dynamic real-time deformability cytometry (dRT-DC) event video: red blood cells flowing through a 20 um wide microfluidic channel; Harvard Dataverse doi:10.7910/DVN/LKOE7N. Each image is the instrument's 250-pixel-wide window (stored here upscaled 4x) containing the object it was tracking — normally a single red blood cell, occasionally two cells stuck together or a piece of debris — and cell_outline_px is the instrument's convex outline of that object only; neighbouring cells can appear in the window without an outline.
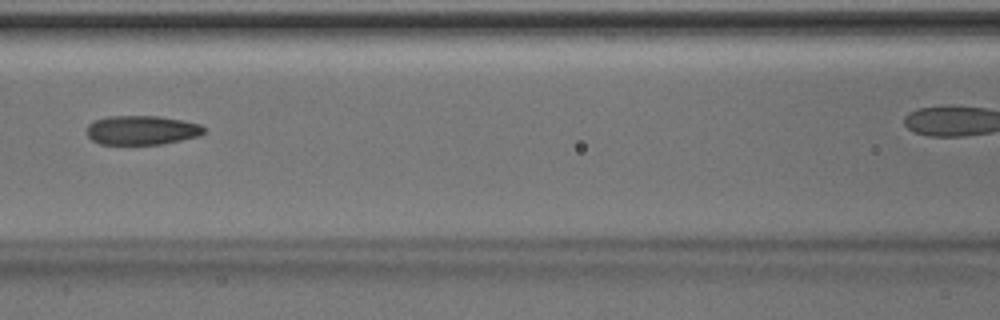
{"species": "Egyptian fruit bat (a non-hibernating species)", "species_latin": "Rousettus aegyptiacus", "temperature_condition": "room temperature", "stored_images_in_passage": 39, "camera_frame_rate_fps": 3000, "um_per_image_px": 0.085, "animal": {"sex": "male"}, "frame": {"image": 1, "passage_image": 21, "time_ms": 6.667, "image_size_px": [1000, 320], "cell_outline_px": [[204, 132], [200, 136], [164, 144], [100, 144], [92, 140], [88, 136], [88, 124], [96, 120], [108, 116], [156, 116], [180, 120], [200, 124], [204, 128]], "centroid_in_image_um": [12.06, 11.07], "position_along_channel_um": 154.5, "area_um2": 19.83}}
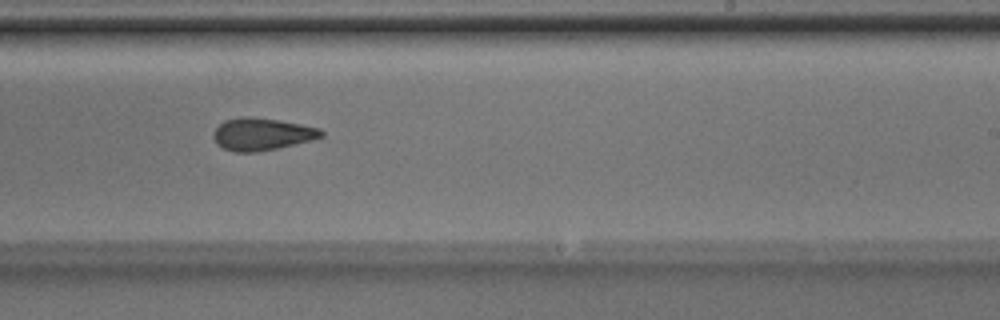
{"frame": {"image": 2, "passage_image": 29, "time_ms": 9.333, "image_size_px": [1000, 320], "cell_outline_px": [[324, 136], [312, 140], [276, 148], [256, 152], [236, 152], [224, 148], [216, 144], [212, 136], [212, 132], [224, 120], [240, 116], [248, 116], [280, 120], [320, 128], [324, 132]], "centroid_in_image_um": [22.24, 11.39], "position_along_channel_um": 266.8, "area_um2": 20.4}}
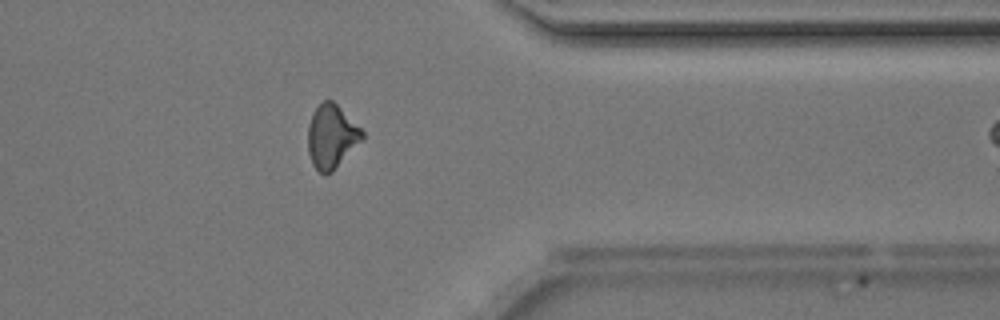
{"frame": {"image": 3, "passage_image": 38, "time_ms": 12.333, "image_size_px": [1000, 320], "cell_outline_px": [[364, 136], [332, 172], [324, 176], [312, 164], [308, 152], [308, 124], [312, 112], [324, 100], [332, 100], [364, 132]], "centroid_in_image_um": [28.14, 11.61], "position_along_channel_um": 383.3, "area_um2": 19.77}}